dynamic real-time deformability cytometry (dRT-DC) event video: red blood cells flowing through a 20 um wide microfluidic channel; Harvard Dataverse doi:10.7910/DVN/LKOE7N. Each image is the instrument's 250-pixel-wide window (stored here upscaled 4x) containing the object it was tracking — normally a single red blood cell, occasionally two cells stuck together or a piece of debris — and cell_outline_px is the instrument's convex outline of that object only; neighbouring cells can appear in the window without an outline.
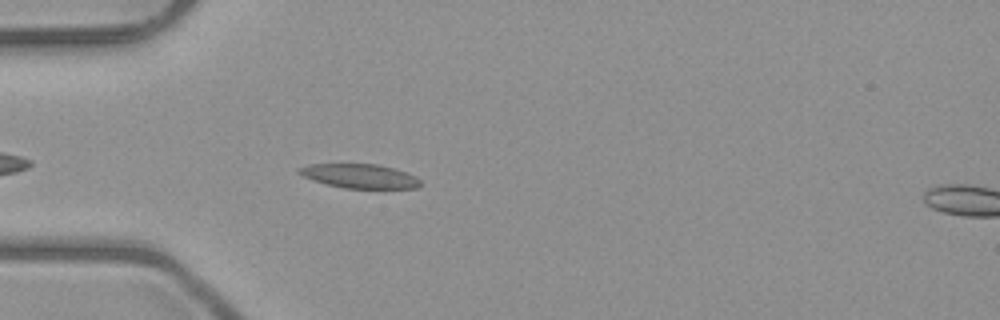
{"species": "common noctule bat (a hibernating species)", "species_latin": "Nyctalus noctula", "temperature_condition": "room temperature", "stored_images_in_passage": 5, "camera_frame_rate_fps": 3000, "um_per_image_px": 0.085, "animal": {"sex": "male", "body_mass_g": 23.1, "forearm_length_mm": 52.7}, "frame": {"image": 1, "passage_image": 4, "time_ms": 3.667, "image_size_px": [1000, 320], "cell_outline_px": [[420, 188], [344, 188], [328, 184], [304, 176], [296, 172], [296, 168], [308, 164], [376, 164], [396, 168], [416, 176], [420, 180]], "centroid_in_image_um": [30.6, 14.95], "position_along_channel_um": 54.4, "area_um2": 17.05}}